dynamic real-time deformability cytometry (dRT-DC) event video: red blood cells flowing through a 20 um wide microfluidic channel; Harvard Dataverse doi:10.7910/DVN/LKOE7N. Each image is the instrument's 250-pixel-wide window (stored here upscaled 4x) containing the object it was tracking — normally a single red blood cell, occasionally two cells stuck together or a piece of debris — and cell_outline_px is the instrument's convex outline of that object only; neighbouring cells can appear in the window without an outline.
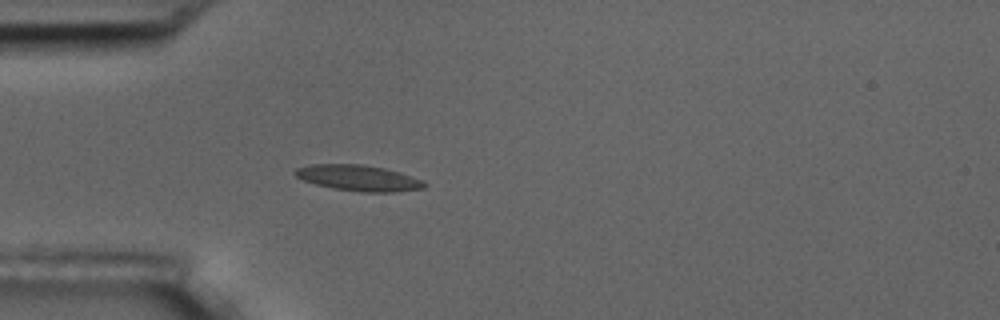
{"species": "common noctule bat (a hibernating species)", "species_latin": "Nyctalus noctula", "temperature_condition": "room temperature", "stored_images_in_passage": 4, "camera_frame_rate_fps": 3000, "um_per_image_px": 0.085, "animal": {"sex": "male", "body_mass_g": 17.5, "forearm_length_mm": 52.3}, "frame": {"image": 1, "passage_image": 4, "time_ms": 3.333, "image_size_px": [1000, 320], "cell_outline_px": [[428, 184], [424, 188], [392, 192], [360, 192], [332, 188], [316, 184], [304, 180], [296, 176], [292, 172], [296, 168], [312, 164], [364, 164], [384, 168], [400, 172], [424, 180]], "centroid_in_image_um": [30.49, 15.12], "position_along_channel_um": 54.5, "area_um2": 19.59}}